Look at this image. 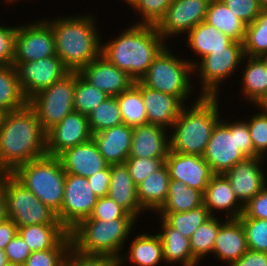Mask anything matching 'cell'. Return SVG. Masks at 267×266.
<instances>
[{"mask_svg": "<svg viewBox=\"0 0 267 266\" xmlns=\"http://www.w3.org/2000/svg\"><path fill=\"white\" fill-rule=\"evenodd\" d=\"M46 155V132L29 104L1 115L0 173L11 174L24 163Z\"/></svg>", "mask_w": 267, "mask_h": 266, "instance_id": "cell-1", "label": "cell"}, {"mask_svg": "<svg viewBox=\"0 0 267 266\" xmlns=\"http://www.w3.org/2000/svg\"><path fill=\"white\" fill-rule=\"evenodd\" d=\"M85 14L44 18L54 34L56 55L70 72H80L101 55L104 37L97 27V17L90 11Z\"/></svg>", "mask_w": 267, "mask_h": 266, "instance_id": "cell-2", "label": "cell"}, {"mask_svg": "<svg viewBox=\"0 0 267 266\" xmlns=\"http://www.w3.org/2000/svg\"><path fill=\"white\" fill-rule=\"evenodd\" d=\"M119 33L102 41L101 55L139 81L169 42L158 33L156 25L133 23Z\"/></svg>", "mask_w": 267, "mask_h": 266, "instance_id": "cell-3", "label": "cell"}, {"mask_svg": "<svg viewBox=\"0 0 267 266\" xmlns=\"http://www.w3.org/2000/svg\"><path fill=\"white\" fill-rule=\"evenodd\" d=\"M221 96H198L182 107L169 131L170 151L203 156L213 128L223 117ZM192 103V104H191ZM221 109V110H220ZM222 114V115H221Z\"/></svg>", "mask_w": 267, "mask_h": 266, "instance_id": "cell-4", "label": "cell"}, {"mask_svg": "<svg viewBox=\"0 0 267 266\" xmlns=\"http://www.w3.org/2000/svg\"><path fill=\"white\" fill-rule=\"evenodd\" d=\"M137 221L136 218L111 221L85 219L69 231L71 247L84 254L110 256L119 260L134 227H138Z\"/></svg>", "mask_w": 267, "mask_h": 266, "instance_id": "cell-5", "label": "cell"}, {"mask_svg": "<svg viewBox=\"0 0 267 266\" xmlns=\"http://www.w3.org/2000/svg\"><path fill=\"white\" fill-rule=\"evenodd\" d=\"M221 120L213 128L211 138L203 155L214 174H224L236 163L247 157H258L243 119Z\"/></svg>", "mask_w": 267, "mask_h": 266, "instance_id": "cell-6", "label": "cell"}, {"mask_svg": "<svg viewBox=\"0 0 267 266\" xmlns=\"http://www.w3.org/2000/svg\"><path fill=\"white\" fill-rule=\"evenodd\" d=\"M176 55V56H175ZM174 54L169 44L158 54L146 74L139 80L144 86L177 97L184 105L193 99V66L187 56ZM194 77V78H193ZM193 92V93H192ZM191 97V98H190Z\"/></svg>", "mask_w": 267, "mask_h": 266, "instance_id": "cell-7", "label": "cell"}, {"mask_svg": "<svg viewBox=\"0 0 267 266\" xmlns=\"http://www.w3.org/2000/svg\"><path fill=\"white\" fill-rule=\"evenodd\" d=\"M11 175L56 214L63 202L66 173L56 156H43L17 167Z\"/></svg>", "mask_w": 267, "mask_h": 266, "instance_id": "cell-8", "label": "cell"}, {"mask_svg": "<svg viewBox=\"0 0 267 266\" xmlns=\"http://www.w3.org/2000/svg\"><path fill=\"white\" fill-rule=\"evenodd\" d=\"M7 219L17 227L41 224H61L56 213L41 202L11 174L2 173Z\"/></svg>", "mask_w": 267, "mask_h": 266, "instance_id": "cell-9", "label": "cell"}, {"mask_svg": "<svg viewBox=\"0 0 267 266\" xmlns=\"http://www.w3.org/2000/svg\"><path fill=\"white\" fill-rule=\"evenodd\" d=\"M243 43L234 41L225 49H218L203 57L193 67L195 80L200 82V96H220L223 82L237 73L244 58ZM236 71V73H235ZM199 75V76H198Z\"/></svg>", "mask_w": 267, "mask_h": 266, "instance_id": "cell-10", "label": "cell"}, {"mask_svg": "<svg viewBox=\"0 0 267 266\" xmlns=\"http://www.w3.org/2000/svg\"><path fill=\"white\" fill-rule=\"evenodd\" d=\"M75 72L34 95L28 104L35 110L40 125L47 132L74 111Z\"/></svg>", "mask_w": 267, "mask_h": 266, "instance_id": "cell-11", "label": "cell"}, {"mask_svg": "<svg viewBox=\"0 0 267 266\" xmlns=\"http://www.w3.org/2000/svg\"><path fill=\"white\" fill-rule=\"evenodd\" d=\"M98 198L86 177L66 174L63 202L56 214L57 219L69 232L78 223L89 218Z\"/></svg>", "mask_w": 267, "mask_h": 266, "instance_id": "cell-12", "label": "cell"}, {"mask_svg": "<svg viewBox=\"0 0 267 266\" xmlns=\"http://www.w3.org/2000/svg\"><path fill=\"white\" fill-rule=\"evenodd\" d=\"M26 23L17 25L13 62L37 61L56 55L54 34L44 17Z\"/></svg>", "mask_w": 267, "mask_h": 266, "instance_id": "cell-13", "label": "cell"}, {"mask_svg": "<svg viewBox=\"0 0 267 266\" xmlns=\"http://www.w3.org/2000/svg\"><path fill=\"white\" fill-rule=\"evenodd\" d=\"M13 65L20 87L28 101L70 73L57 55L37 61L13 62Z\"/></svg>", "mask_w": 267, "mask_h": 266, "instance_id": "cell-14", "label": "cell"}, {"mask_svg": "<svg viewBox=\"0 0 267 266\" xmlns=\"http://www.w3.org/2000/svg\"><path fill=\"white\" fill-rule=\"evenodd\" d=\"M210 0H173L163 18L156 25L158 33L166 41L186 35L197 24L205 21ZM181 35V36H180Z\"/></svg>", "mask_w": 267, "mask_h": 266, "instance_id": "cell-15", "label": "cell"}, {"mask_svg": "<svg viewBox=\"0 0 267 266\" xmlns=\"http://www.w3.org/2000/svg\"><path fill=\"white\" fill-rule=\"evenodd\" d=\"M266 161L263 157H247L224 173L243 206L267 185V174L263 170Z\"/></svg>", "mask_w": 267, "mask_h": 266, "instance_id": "cell-16", "label": "cell"}, {"mask_svg": "<svg viewBox=\"0 0 267 266\" xmlns=\"http://www.w3.org/2000/svg\"><path fill=\"white\" fill-rule=\"evenodd\" d=\"M91 138L88 116L74 110L46 132L47 155L57 157L64 150Z\"/></svg>", "mask_w": 267, "mask_h": 266, "instance_id": "cell-17", "label": "cell"}, {"mask_svg": "<svg viewBox=\"0 0 267 266\" xmlns=\"http://www.w3.org/2000/svg\"><path fill=\"white\" fill-rule=\"evenodd\" d=\"M170 179L204 193L214 173L203 156L176 153L169 150L165 159Z\"/></svg>", "mask_w": 267, "mask_h": 266, "instance_id": "cell-18", "label": "cell"}, {"mask_svg": "<svg viewBox=\"0 0 267 266\" xmlns=\"http://www.w3.org/2000/svg\"><path fill=\"white\" fill-rule=\"evenodd\" d=\"M79 74L108 96L115 97L135 84L128 73L110 63L103 55L91 61Z\"/></svg>", "mask_w": 267, "mask_h": 266, "instance_id": "cell-19", "label": "cell"}, {"mask_svg": "<svg viewBox=\"0 0 267 266\" xmlns=\"http://www.w3.org/2000/svg\"><path fill=\"white\" fill-rule=\"evenodd\" d=\"M57 157L66 174L86 178H89L110 165L100 154L93 138L87 142L64 150Z\"/></svg>", "mask_w": 267, "mask_h": 266, "instance_id": "cell-20", "label": "cell"}, {"mask_svg": "<svg viewBox=\"0 0 267 266\" xmlns=\"http://www.w3.org/2000/svg\"><path fill=\"white\" fill-rule=\"evenodd\" d=\"M239 71L242 100L251 103L250 106L264 105L267 102V65L264 59L245 55Z\"/></svg>", "mask_w": 267, "mask_h": 266, "instance_id": "cell-21", "label": "cell"}, {"mask_svg": "<svg viewBox=\"0 0 267 266\" xmlns=\"http://www.w3.org/2000/svg\"><path fill=\"white\" fill-rule=\"evenodd\" d=\"M203 205L208 209L211 216H218L220 213L223 215L226 212V219L239 218L244 210V206L238 201L229 180L224 174H214L212 176L203 193Z\"/></svg>", "mask_w": 267, "mask_h": 266, "instance_id": "cell-22", "label": "cell"}, {"mask_svg": "<svg viewBox=\"0 0 267 266\" xmlns=\"http://www.w3.org/2000/svg\"><path fill=\"white\" fill-rule=\"evenodd\" d=\"M169 150V130L153 124L133 127L128 158H166Z\"/></svg>", "mask_w": 267, "mask_h": 266, "instance_id": "cell-23", "label": "cell"}, {"mask_svg": "<svg viewBox=\"0 0 267 266\" xmlns=\"http://www.w3.org/2000/svg\"><path fill=\"white\" fill-rule=\"evenodd\" d=\"M147 124L158 125L170 130L184 104L175 96L156 91L141 83Z\"/></svg>", "mask_w": 267, "mask_h": 266, "instance_id": "cell-24", "label": "cell"}, {"mask_svg": "<svg viewBox=\"0 0 267 266\" xmlns=\"http://www.w3.org/2000/svg\"><path fill=\"white\" fill-rule=\"evenodd\" d=\"M247 250L246 235L239 218H227L219 228L212 257L229 265L237 261Z\"/></svg>", "mask_w": 267, "mask_h": 266, "instance_id": "cell-25", "label": "cell"}, {"mask_svg": "<svg viewBox=\"0 0 267 266\" xmlns=\"http://www.w3.org/2000/svg\"><path fill=\"white\" fill-rule=\"evenodd\" d=\"M130 240L131 242H126L129 251L126 248L124 249L125 252H123L118 260V266H126L129 263H132L131 265L134 266H158L160 263L165 264L162 243L157 232L150 234L146 231L138 235L134 234Z\"/></svg>", "mask_w": 267, "mask_h": 266, "instance_id": "cell-26", "label": "cell"}, {"mask_svg": "<svg viewBox=\"0 0 267 266\" xmlns=\"http://www.w3.org/2000/svg\"><path fill=\"white\" fill-rule=\"evenodd\" d=\"M92 138L108 164H123L129 157L133 127L122 124L95 133Z\"/></svg>", "mask_w": 267, "mask_h": 266, "instance_id": "cell-27", "label": "cell"}, {"mask_svg": "<svg viewBox=\"0 0 267 266\" xmlns=\"http://www.w3.org/2000/svg\"><path fill=\"white\" fill-rule=\"evenodd\" d=\"M107 196L137 220L141 219V214L145 213L140 207L136 184L125 163L110 164V185Z\"/></svg>", "mask_w": 267, "mask_h": 266, "instance_id": "cell-28", "label": "cell"}, {"mask_svg": "<svg viewBox=\"0 0 267 266\" xmlns=\"http://www.w3.org/2000/svg\"><path fill=\"white\" fill-rule=\"evenodd\" d=\"M159 219L161 230L157 234L162 243L165 265L200 266V262L192 255L190 239L170 226L162 217Z\"/></svg>", "mask_w": 267, "mask_h": 266, "instance_id": "cell-29", "label": "cell"}, {"mask_svg": "<svg viewBox=\"0 0 267 266\" xmlns=\"http://www.w3.org/2000/svg\"><path fill=\"white\" fill-rule=\"evenodd\" d=\"M183 37H187L185 41H187L186 47L189 48V51L191 49V51L194 52L193 56H195V54L197 55L194 58L196 61L188 59L193 67L197 64V61L199 62L210 52L218 49H225V47L230 46L234 42L229 36L205 21L197 24Z\"/></svg>", "mask_w": 267, "mask_h": 266, "instance_id": "cell-30", "label": "cell"}, {"mask_svg": "<svg viewBox=\"0 0 267 266\" xmlns=\"http://www.w3.org/2000/svg\"><path fill=\"white\" fill-rule=\"evenodd\" d=\"M169 182V171L164 164L136 185L138 202L145 214L148 213L147 211L155 214L164 205L168 196Z\"/></svg>", "mask_w": 267, "mask_h": 266, "instance_id": "cell-31", "label": "cell"}, {"mask_svg": "<svg viewBox=\"0 0 267 266\" xmlns=\"http://www.w3.org/2000/svg\"><path fill=\"white\" fill-rule=\"evenodd\" d=\"M205 22L234 41L244 42L247 25L237 18L222 0L209 1Z\"/></svg>", "mask_w": 267, "mask_h": 266, "instance_id": "cell-32", "label": "cell"}, {"mask_svg": "<svg viewBox=\"0 0 267 266\" xmlns=\"http://www.w3.org/2000/svg\"><path fill=\"white\" fill-rule=\"evenodd\" d=\"M69 232L62 224H41L18 227V234L31 252L53 249Z\"/></svg>", "mask_w": 267, "mask_h": 266, "instance_id": "cell-33", "label": "cell"}, {"mask_svg": "<svg viewBox=\"0 0 267 266\" xmlns=\"http://www.w3.org/2000/svg\"><path fill=\"white\" fill-rule=\"evenodd\" d=\"M202 205L201 191L184 185L180 180L170 179L167 199L156 213L187 212Z\"/></svg>", "mask_w": 267, "mask_h": 266, "instance_id": "cell-34", "label": "cell"}, {"mask_svg": "<svg viewBox=\"0 0 267 266\" xmlns=\"http://www.w3.org/2000/svg\"><path fill=\"white\" fill-rule=\"evenodd\" d=\"M28 104L20 87L14 65H0V113H8Z\"/></svg>", "mask_w": 267, "mask_h": 266, "instance_id": "cell-35", "label": "cell"}, {"mask_svg": "<svg viewBox=\"0 0 267 266\" xmlns=\"http://www.w3.org/2000/svg\"><path fill=\"white\" fill-rule=\"evenodd\" d=\"M115 97L118 100L124 124L130 127L147 124L140 81H135V84L129 90L123 91Z\"/></svg>", "mask_w": 267, "mask_h": 266, "instance_id": "cell-36", "label": "cell"}, {"mask_svg": "<svg viewBox=\"0 0 267 266\" xmlns=\"http://www.w3.org/2000/svg\"><path fill=\"white\" fill-rule=\"evenodd\" d=\"M223 216H210L192 234L190 247L192 255L201 263L207 256L212 255L215 239L221 224L226 220ZM221 219L223 221H221Z\"/></svg>", "mask_w": 267, "mask_h": 266, "instance_id": "cell-37", "label": "cell"}, {"mask_svg": "<svg viewBox=\"0 0 267 266\" xmlns=\"http://www.w3.org/2000/svg\"><path fill=\"white\" fill-rule=\"evenodd\" d=\"M88 122L92 135L124 124L117 98L107 97L88 114Z\"/></svg>", "mask_w": 267, "mask_h": 266, "instance_id": "cell-38", "label": "cell"}, {"mask_svg": "<svg viewBox=\"0 0 267 266\" xmlns=\"http://www.w3.org/2000/svg\"><path fill=\"white\" fill-rule=\"evenodd\" d=\"M244 55L262 57L267 54V9H263L257 18L246 26L243 42Z\"/></svg>", "mask_w": 267, "mask_h": 266, "instance_id": "cell-39", "label": "cell"}, {"mask_svg": "<svg viewBox=\"0 0 267 266\" xmlns=\"http://www.w3.org/2000/svg\"><path fill=\"white\" fill-rule=\"evenodd\" d=\"M155 214L160 215L158 217H162L170 226L189 239L195 230L211 216L204 205L187 212Z\"/></svg>", "mask_w": 267, "mask_h": 266, "instance_id": "cell-40", "label": "cell"}, {"mask_svg": "<svg viewBox=\"0 0 267 266\" xmlns=\"http://www.w3.org/2000/svg\"><path fill=\"white\" fill-rule=\"evenodd\" d=\"M107 94L87 82L79 72H75L74 110L87 115L103 102Z\"/></svg>", "mask_w": 267, "mask_h": 266, "instance_id": "cell-41", "label": "cell"}, {"mask_svg": "<svg viewBox=\"0 0 267 266\" xmlns=\"http://www.w3.org/2000/svg\"><path fill=\"white\" fill-rule=\"evenodd\" d=\"M254 107L257 109L253 110L257 111L255 113L252 111V115L250 113L249 118L243 120L247 123L254 146V153L258 157L267 159V107L263 105Z\"/></svg>", "mask_w": 267, "mask_h": 266, "instance_id": "cell-42", "label": "cell"}, {"mask_svg": "<svg viewBox=\"0 0 267 266\" xmlns=\"http://www.w3.org/2000/svg\"><path fill=\"white\" fill-rule=\"evenodd\" d=\"M70 248L71 239L68 233L53 249L32 252L24 266H63Z\"/></svg>", "mask_w": 267, "mask_h": 266, "instance_id": "cell-43", "label": "cell"}, {"mask_svg": "<svg viewBox=\"0 0 267 266\" xmlns=\"http://www.w3.org/2000/svg\"><path fill=\"white\" fill-rule=\"evenodd\" d=\"M173 0H138L131 8L139 21L135 24L157 25L165 15Z\"/></svg>", "mask_w": 267, "mask_h": 266, "instance_id": "cell-44", "label": "cell"}, {"mask_svg": "<svg viewBox=\"0 0 267 266\" xmlns=\"http://www.w3.org/2000/svg\"><path fill=\"white\" fill-rule=\"evenodd\" d=\"M246 235L247 247L267 253V219L239 218Z\"/></svg>", "mask_w": 267, "mask_h": 266, "instance_id": "cell-45", "label": "cell"}, {"mask_svg": "<svg viewBox=\"0 0 267 266\" xmlns=\"http://www.w3.org/2000/svg\"><path fill=\"white\" fill-rule=\"evenodd\" d=\"M166 158H127L125 165L130 176L138 185L141 181L160 169L165 164Z\"/></svg>", "mask_w": 267, "mask_h": 266, "instance_id": "cell-46", "label": "cell"}, {"mask_svg": "<svg viewBox=\"0 0 267 266\" xmlns=\"http://www.w3.org/2000/svg\"><path fill=\"white\" fill-rule=\"evenodd\" d=\"M117 218H135L131 216L124 208L119 206L109 196L98 198L93 211L87 219H100L111 221Z\"/></svg>", "mask_w": 267, "mask_h": 266, "instance_id": "cell-47", "label": "cell"}, {"mask_svg": "<svg viewBox=\"0 0 267 266\" xmlns=\"http://www.w3.org/2000/svg\"><path fill=\"white\" fill-rule=\"evenodd\" d=\"M63 266H118V260L110 256L84 254L71 247Z\"/></svg>", "mask_w": 267, "mask_h": 266, "instance_id": "cell-48", "label": "cell"}, {"mask_svg": "<svg viewBox=\"0 0 267 266\" xmlns=\"http://www.w3.org/2000/svg\"><path fill=\"white\" fill-rule=\"evenodd\" d=\"M232 13L246 25L252 23L263 10L258 0H222Z\"/></svg>", "mask_w": 267, "mask_h": 266, "instance_id": "cell-49", "label": "cell"}, {"mask_svg": "<svg viewBox=\"0 0 267 266\" xmlns=\"http://www.w3.org/2000/svg\"><path fill=\"white\" fill-rule=\"evenodd\" d=\"M16 29L0 22V65H13Z\"/></svg>", "mask_w": 267, "mask_h": 266, "instance_id": "cell-50", "label": "cell"}, {"mask_svg": "<svg viewBox=\"0 0 267 266\" xmlns=\"http://www.w3.org/2000/svg\"><path fill=\"white\" fill-rule=\"evenodd\" d=\"M239 218L267 219V185L244 205Z\"/></svg>", "mask_w": 267, "mask_h": 266, "instance_id": "cell-51", "label": "cell"}, {"mask_svg": "<svg viewBox=\"0 0 267 266\" xmlns=\"http://www.w3.org/2000/svg\"><path fill=\"white\" fill-rule=\"evenodd\" d=\"M5 254L8 263L24 265L27 258L32 253L22 237L17 233L14 238L6 245Z\"/></svg>", "mask_w": 267, "mask_h": 266, "instance_id": "cell-52", "label": "cell"}, {"mask_svg": "<svg viewBox=\"0 0 267 266\" xmlns=\"http://www.w3.org/2000/svg\"><path fill=\"white\" fill-rule=\"evenodd\" d=\"M87 179L91 189L99 198L107 196L110 185V165Z\"/></svg>", "mask_w": 267, "mask_h": 266, "instance_id": "cell-53", "label": "cell"}, {"mask_svg": "<svg viewBox=\"0 0 267 266\" xmlns=\"http://www.w3.org/2000/svg\"><path fill=\"white\" fill-rule=\"evenodd\" d=\"M227 266H267V253L248 249L237 261Z\"/></svg>", "mask_w": 267, "mask_h": 266, "instance_id": "cell-54", "label": "cell"}, {"mask_svg": "<svg viewBox=\"0 0 267 266\" xmlns=\"http://www.w3.org/2000/svg\"><path fill=\"white\" fill-rule=\"evenodd\" d=\"M18 233L17 225L10 219L0 222V249L5 250L6 245Z\"/></svg>", "mask_w": 267, "mask_h": 266, "instance_id": "cell-55", "label": "cell"}, {"mask_svg": "<svg viewBox=\"0 0 267 266\" xmlns=\"http://www.w3.org/2000/svg\"><path fill=\"white\" fill-rule=\"evenodd\" d=\"M7 219L6 199L3 193L2 173H0V222Z\"/></svg>", "mask_w": 267, "mask_h": 266, "instance_id": "cell-56", "label": "cell"}, {"mask_svg": "<svg viewBox=\"0 0 267 266\" xmlns=\"http://www.w3.org/2000/svg\"><path fill=\"white\" fill-rule=\"evenodd\" d=\"M8 260L4 250L0 249V266H7Z\"/></svg>", "mask_w": 267, "mask_h": 266, "instance_id": "cell-57", "label": "cell"}, {"mask_svg": "<svg viewBox=\"0 0 267 266\" xmlns=\"http://www.w3.org/2000/svg\"><path fill=\"white\" fill-rule=\"evenodd\" d=\"M123 1L125 4H127V6L129 5L130 8H132L138 0H123Z\"/></svg>", "mask_w": 267, "mask_h": 266, "instance_id": "cell-58", "label": "cell"}, {"mask_svg": "<svg viewBox=\"0 0 267 266\" xmlns=\"http://www.w3.org/2000/svg\"><path fill=\"white\" fill-rule=\"evenodd\" d=\"M262 9H267V0H258Z\"/></svg>", "mask_w": 267, "mask_h": 266, "instance_id": "cell-59", "label": "cell"}, {"mask_svg": "<svg viewBox=\"0 0 267 266\" xmlns=\"http://www.w3.org/2000/svg\"><path fill=\"white\" fill-rule=\"evenodd\" d=\"M22 0H3V2H6V4L16 5L17 2H21ZM24 1V0H23ZM27 1V0H26Z\"/></svg>", "mask_w": 267, "mask_h": 266, "instance_id": "cell-60", "label": "cell"}, {"mask_svg": "<svg viewBox=\"0 0 267 266\" xmlns=\"http://www.w3.org/2000/svg\"><path fill=\"white\" fill-rule=\"evenodd\" d=\"M7 266H24V265L16 263H8Z\"/></svg>", "mask_w": 267, "mask_h": 266, "instance_id": "cell-61", "label": "cell"}, {"mask_svg": "<svg viewBox=\"0 0 267 266\" xmlns=\"http://www.w3.org/2000/svg\"><path fill=\"white\" fill-rule=\"evenodd\" d=\"M262 58L264 59L266 65H267V54L263 55Z\"/></svg>", "mask_w": 267, "mask_h": 266, "instance_id": "cell-62", "label": "cell"}]
</instances>
